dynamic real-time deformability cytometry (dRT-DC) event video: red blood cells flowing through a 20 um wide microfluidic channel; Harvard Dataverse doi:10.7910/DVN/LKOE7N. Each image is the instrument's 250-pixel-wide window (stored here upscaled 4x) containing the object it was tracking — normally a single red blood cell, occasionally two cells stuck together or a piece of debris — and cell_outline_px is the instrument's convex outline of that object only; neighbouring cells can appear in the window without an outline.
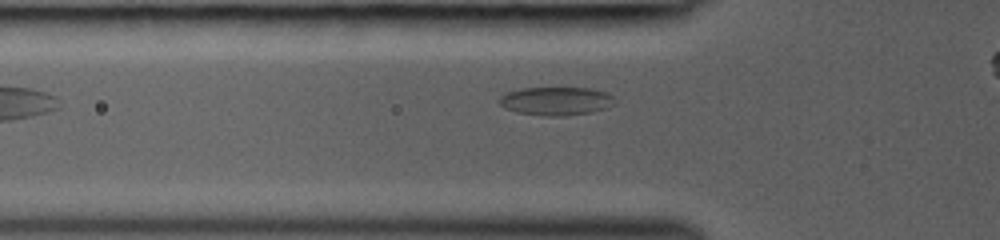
{"species": "common noctule bat (a hibernating species)", "species_latin": "Nyctalus noctula", "temperature_condition": "room temperature", "stored_images_in_passage": 27, "camera_frame_rate_fps": 3000, "um_per_image_px": 0.085, "animal": {"sex": "female", "body_mass_g": 19.0, "forearm_length_mm": 53.3}, "frame": {"image": 1, "passage_image": 2, "time_ms": 0.333, "image_size_px": [1000, 240], "cell_outline_px": [[616, 104], [592, 112], [564, 116], [544, 116], [516, 112], [504, 108], [500, 104], [500, 96], [508, 92], [524, 88], [588, 88], [604, 92], [612, 96], [616, 100]], "centroid_in_image_um": [47.27, 8.6], "position_along_channel_um": 78.5, "area_um2": 19.02}}
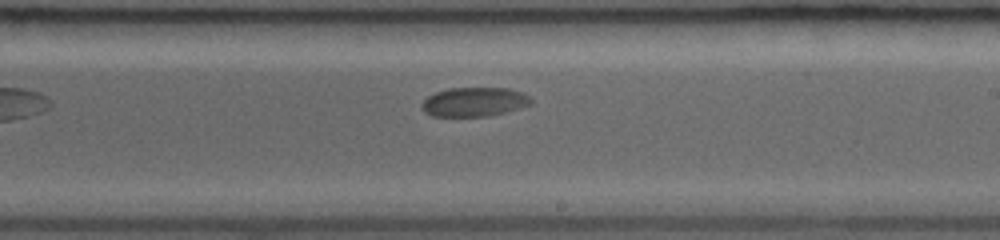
{"frame": {"image": 2, "passage_image": 14, "time_ms": 4.333, "image_size_px": [1000, 240], "cell_outline_px": [[532, 104], [508, 112], [488, 116], [432, 116], [424, 112], [420, 104], [428, 96], [436, 92], [448, 88], [508, 88], [520, 92], [528, 96], [532, 100]], "centroid_in_image_um": [40.3, 8.67], "position_along_channel_um": 248.7, "area_um2": 18.61}}
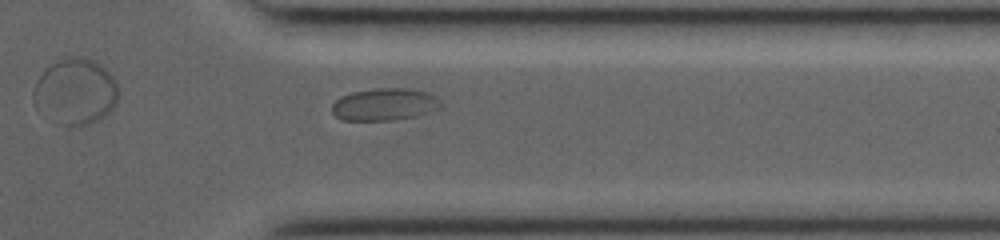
{"frame": {"image": 3, "passage_image": 23, "time_ms": 7.333, "image_size_px": [1000, 240], "cell_outline_px": [[444, 104], [440, 108], [416, 116], [392, 120], [344, 120], [336, 116], [332, 112], [332, 104], [340, 96], [352, 92], [376, 88], [408, 88], [428, 92], [436, 96]], "centroid_in_image_um": [32.71, 8.86], "position_along_channel_um": 378.7, "area_um2": 20.58}}